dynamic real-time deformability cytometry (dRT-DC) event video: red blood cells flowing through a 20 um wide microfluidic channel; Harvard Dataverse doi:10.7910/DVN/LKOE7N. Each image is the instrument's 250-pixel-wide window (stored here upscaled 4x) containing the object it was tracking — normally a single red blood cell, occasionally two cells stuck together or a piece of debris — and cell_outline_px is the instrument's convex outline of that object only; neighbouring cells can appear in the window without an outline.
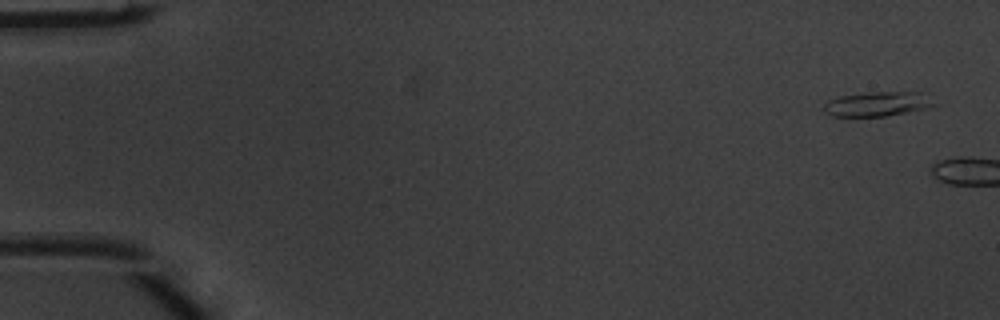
{"species": "common noctule bat (a hibernating species)", "species_latin": "Nyctalus noctula", "temperature_condition": "warm", "stored_images_in_passage": 2, "camera_frame_rate_fps": 3000, "um_per_image_px": 0.085, "animal": {"sex": "male", "body_mass_g": 20.1, "forearm_length_mm": 53.5}, "frame": {"image": 1, "passage_image": 1, "time_ms": 0.0, "image_size_px": [1000, 320], "cell_outline_px": [[940, 104], [928, 108], [888, 116], [832, 116], [824, 112], [820, 108], [828, 100], [840, 96], [868, 92], [920, 92]], "centroid_in_image_um": [74.58, 8.84], "position_along_channel_um": 10.4, "area_um2": 16.01}}